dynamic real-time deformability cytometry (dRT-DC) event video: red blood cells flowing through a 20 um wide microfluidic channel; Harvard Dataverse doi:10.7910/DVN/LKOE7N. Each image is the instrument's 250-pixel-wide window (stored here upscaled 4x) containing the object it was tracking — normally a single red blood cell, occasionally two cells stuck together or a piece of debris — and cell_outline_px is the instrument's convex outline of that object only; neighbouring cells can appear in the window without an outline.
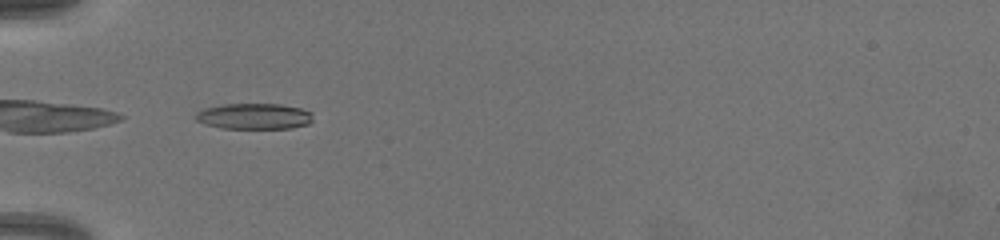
{"species": "common noctule bat (a hibernating species)", "species_latin": "Nyctalus noctula", "temperature_condition": "warm", "stored_images_in_passage": 44, "camera_frame_rate_fps": 3000, "um_per_image_px": 0.085, "animal": {"sex": "female", "body_mass_g": 19.5, "forearm_length_mm": 54.1}, "frame": {"image": 1, "passage_image": 1, "time_ms": 0.0, "image_size_px": [1000, 240], "cell_outline_px": [[312, 120], [308, 124], [292, 128], [224, 128], [204, 124], [196, 120], [196, 112], [204, 108], [224, 104], [280, 104], [300, 108], [312, 112]], "centroid_in_image_um": [21.6, 9.88], "position_along_channel_um": 63.4, "area_um2": 17.63}}
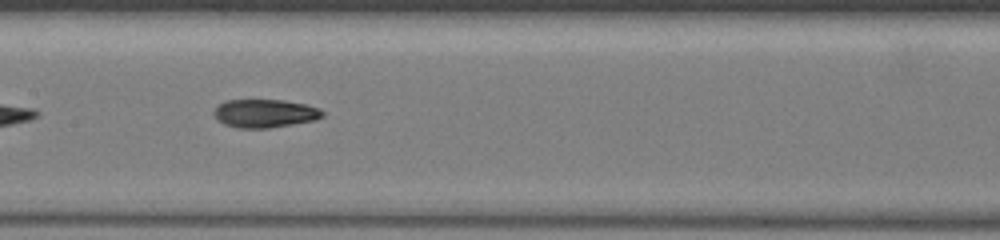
{"frame": {"image": 2, "passage_image": 13, "time_ms": 4.0, "image_size_px": [1000, 240], "cell_outline_px": [[324, 116], [316, 120], [268, 128], [240, 128], [224, 124], [216, 120], [212, 112], [224, 100], [284, 100], [308, 104], [320, 108], [324, 112]], "centroid_in_image_um": [22.53, 9.63], "position_along_channel_um": 184.9, "area_um2": 18.09}}
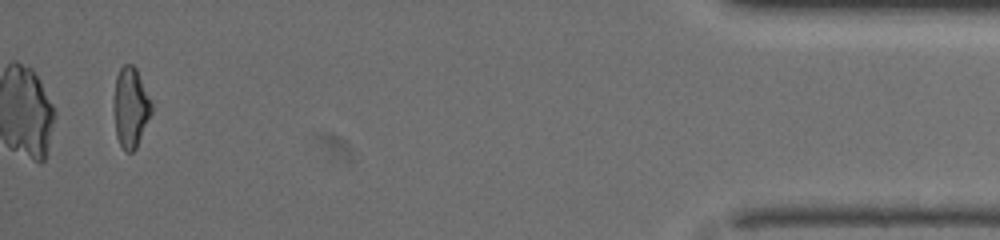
{"frame": {"image": 3, "passage_image": 42, "time_ms": 13.667, "image_size_px": [1000, 240], "cell_outline_px": [[152, 112], [136, 148], [132, 152], [124, 152], [116, 136], [112, 108], [116, 76], [120, 68], [124, 64], [132, 64], [136, 68], [152, 104]], "centroid_in_image_um": [11.07, 9.14], "position_along_channel_um": 424.1, "area_um2": 17.8}}